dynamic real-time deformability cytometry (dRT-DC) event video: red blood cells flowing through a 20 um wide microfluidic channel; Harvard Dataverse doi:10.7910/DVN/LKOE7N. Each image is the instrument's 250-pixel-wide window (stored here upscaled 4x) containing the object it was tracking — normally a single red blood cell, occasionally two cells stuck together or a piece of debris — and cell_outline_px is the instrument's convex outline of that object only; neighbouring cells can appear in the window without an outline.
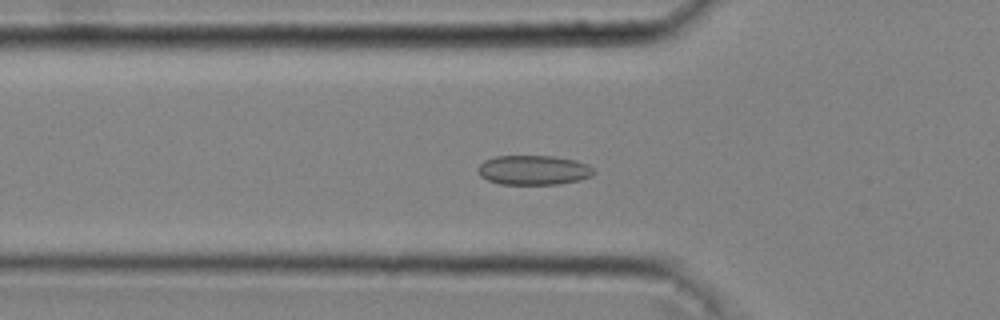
{"species": "common noctule bat (a hibernating species)", "species_latin": "Nyctalus noctula", "temperature_condition": "cold", "stored_images_in_passage": 34, "camera_frame_rate_fps": 3000, "um_per_image_px": 0.085, "animal": {"sex": "male", "body_mass_g": 20.4}, "frame": {"image": 1, "passage_image": 3, "time_ms": 0.667, "image_size_px": [1000, 320], "cell_outline_px": [[596, 172], [592, 176], [580, 180], [560, 184], [500, 184], [488, 180], [480, 176], [476, 172], [476, 168], [484, 160], [496, 156], [552, 156], [576, 160], [588, 164]], "centroid_in_image_um": [45.34, 14.46], "position_along_channel_um": 80.5, "area_um2": 20.17}}
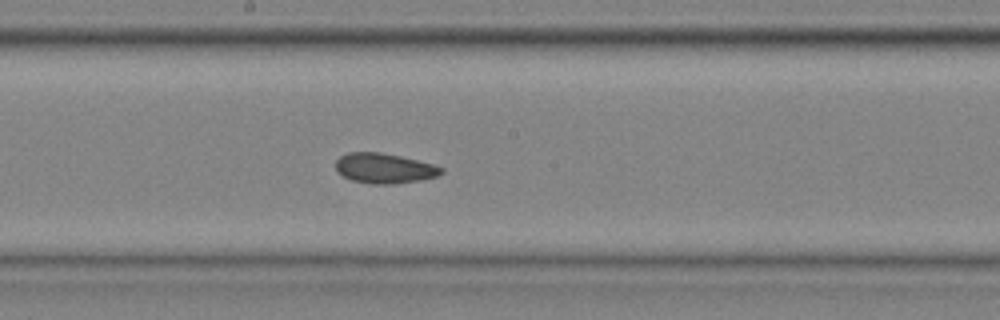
{"frame": {"image": 2, "passage_image": 13, "time_ms": 4.0, "image_size_px": [1000, 320], "cell_outline_px": [[444, 172], [436, 176], [420, 180], [396, 184], [372, 184], [352, 180], [336, 172], [336, 160], [340, 156], [348, 152], [380, 152], [400, 156], [432, 164], [444, 168]], "centroid_in_image_um": [32.65, 14.3], "position_along_channel_um": 215.6, "area_um2": 18.5}}
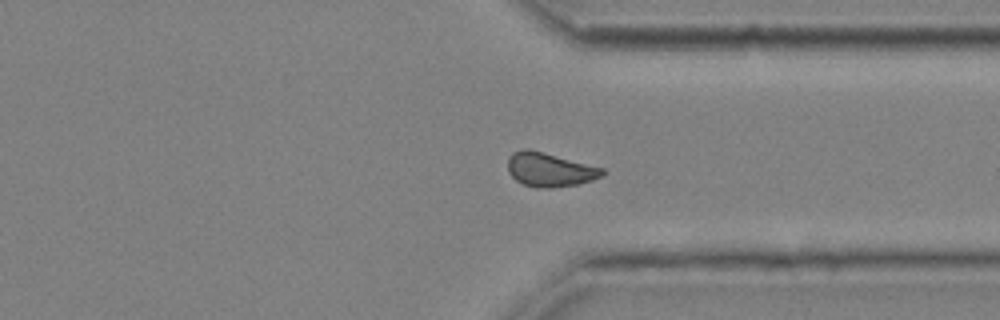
{"frame": {"image": 3, "passage_image": 24, "time_ms": 7.667, "image_size_px": [1000, 320], "cell_outline_px": [[608, 172], [604, 176], [580, 184], [552, 188], [536, 188], [524, 184], [516, 180], [508, 172], [508, 156], [512, 152], [524, 148], [528, 148], [604, 168]], "centroid_in_image_um": [46.75, 14.42], "position_along_channel_um": 364.7, "area_um2": 19.02}, "authors_computed_cell_mechanics": {"area_um2": 18.6116, "velocity_mm_per_s": 4.0523, "shape_relaxation_time_tau1_ms": 3.1854, "shape_relaxation_time_tau2_ms": 2.7118, "deformation_change_tau1": 0.0591, "deformation_change_tau2": 0.0693}}